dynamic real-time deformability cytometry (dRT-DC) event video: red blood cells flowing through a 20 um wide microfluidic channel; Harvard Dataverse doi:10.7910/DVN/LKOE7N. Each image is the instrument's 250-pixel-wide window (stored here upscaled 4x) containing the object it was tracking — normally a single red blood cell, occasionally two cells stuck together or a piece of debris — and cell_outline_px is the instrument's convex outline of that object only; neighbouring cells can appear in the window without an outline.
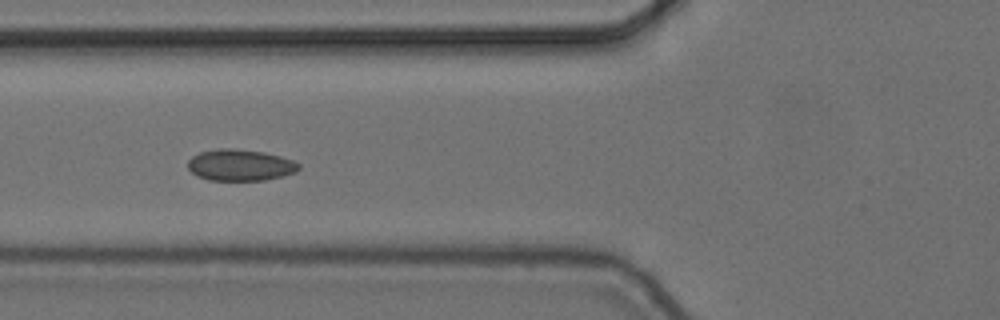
{"species": "common noctule bat (a hibernating species)", "species_latin": "Nyctalus noctula", "temperature_condition": "cold", "stored_images_in_passage": 10, "camera_frame_rate_fps": 3000, "um_per_image_px": 0.085, "animal": {"sex": "female", "body_mass_g": 24.6, "forearm_length_mm": 56.2}, "frame": {"image": 1, "passage_image": 6, "time_ms": 1.667, "image_size_px": [1000, 320], "cell_outline_px": [[300, 168], [296, 172], [264, 180], [208, 180], [196, 176], [188, 168], [188, 160], [192, 156], [200, 152], [220, 148], [232, 148], [264, 152], [280, 156], [292, 160], [300, 164]], "centroid_in_image_um": [20.4, 14.03], "position_along_channel_um": 105.4, "area_um2": 20.29}}
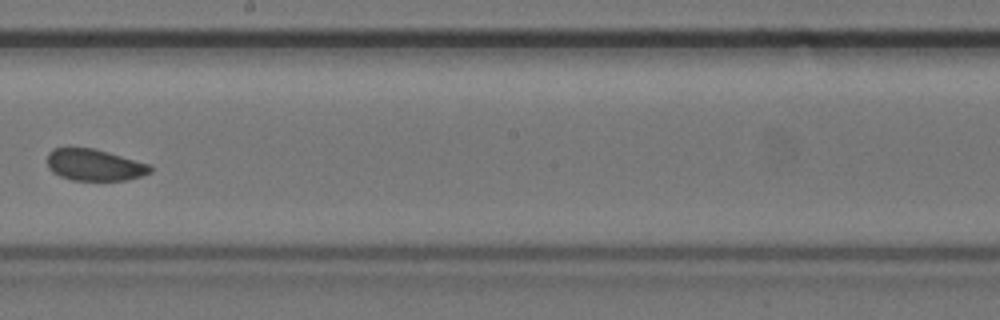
{"frame": {"image": 2, "passage_image": 9, "time_ms": 2.667, "image_size_px": [1000, 320], "cell_outline_px": [[152, 172], [128, 180], [72, 180], [60, 176], [52, 172], [48, 168], [48, 152], [52, 148], [92, 148], [108, 152], [148, 164], [152, 168]], "centroid_in_image_um": [8.0, 14.02], "position_along_channel_um": 240.2, "area_um2": 18.84}}
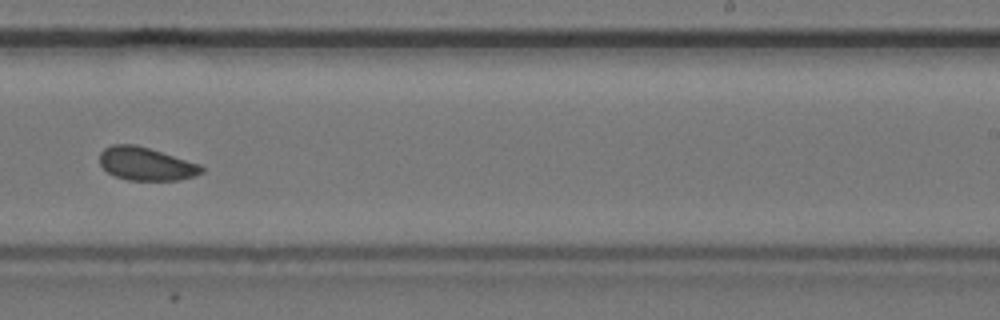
{"frame": {"image": 3, "passage_image": 10, "time_ms": 3.0, "image_size_px": [1000, 320], "cell_outline_px": [[204, 172], [196, 176], [180, 180], [128, 180], [116, 176], [108, 172], [100, 164], [100, 152], [104, 148], [112, 144], [136, 144], [200, 164], [204, 168]], "centroid_in_image_um": [12.43, 13.93], "position_along_channel_um": 276.6, "area_um2": 19.71}}